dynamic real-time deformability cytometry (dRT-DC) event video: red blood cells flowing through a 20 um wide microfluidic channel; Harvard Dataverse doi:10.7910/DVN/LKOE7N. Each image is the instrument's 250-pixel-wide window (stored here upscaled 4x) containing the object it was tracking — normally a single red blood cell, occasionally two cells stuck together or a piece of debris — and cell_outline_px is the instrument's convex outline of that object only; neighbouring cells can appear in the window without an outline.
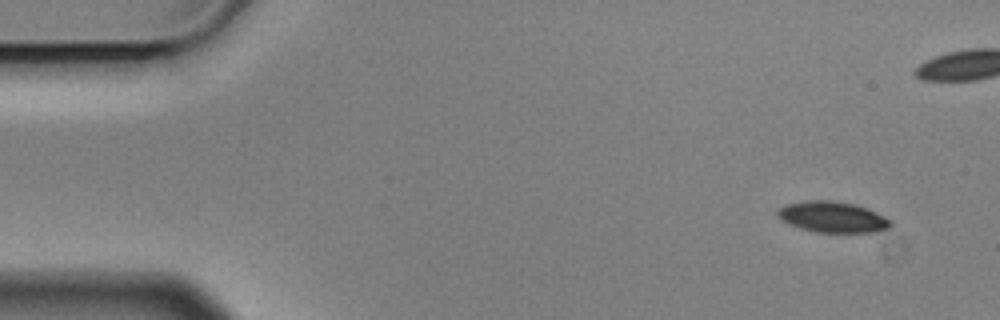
{"species": "Egyptian fruit bat (a non-hibernating species)", "species_latin": "Rousettus aegyptiacus", "temperature_condition": "cold", "stored_images_in_passage": 5, "camera_frame_rate_fps": 3000, "um_per_image_px": 0.085, "animal": {"sex": "male"}, "frame": {"image": 1, "passage_image": 1, "time_ms": 0.0, "image_size_px": [1000, 320], "cell_outline_px": [[892, 224], [888, 228], [872, 232], [816, 232], [800, 228], [788, 224], [776, 216], [776, 212], [780, 208], [788, 204], [808, 200], [832, 200], [856, 204], [868, 208], [892, 220]], "centroid_in_image_um": [70.77, 18.44], "position_along_channel_um": 14.2, "area_um2": 20.4}}